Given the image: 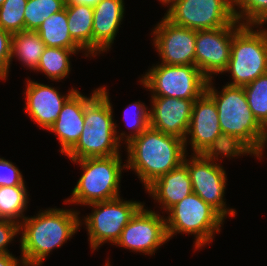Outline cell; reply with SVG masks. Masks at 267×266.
<instances>
[{
    "label": "cell",
    "mask_w": 267,
    "mask_h": 266,
    "mask_svg": "<svg viewBox=\"0 0 267 266\" xmlns=\"http://www.w3.org/2000/svg\"><path fill=\"white\" fill-rule=\"evenodd\" d=\"M205 92L214 100L224 139L242 156L262 157L267 131L258 123L248 105L243 87L223 86L218 92L208 80Z\"/></svg>",
    "instance_id": "cell-1"
},
{
    "label": "cell",
    "mask_w": 267,
    "mask_h": 266,
    "mask_svg": "<svg viewBox=\"0 0 267 266\" xmlns=\"http://www.w3.org/2000/svg\"><path fill=\"white\" fill-rule=\"evenodd\" d=\"M79 211L48 208L20 222L21 260L25 266H41L49 253L80 230Z\"/></svg>",
    "instance_id": "cell-2"
},
{
    "label": "cell",
    "mask_w": 267,
    "mask_h": 266,
    "mask_svg": "<svg viewBox=\"0 0 267 266\" xmlns=\"http://www.w3.org/2000/svg\"><path fill=\"white\" fill-rule=\"evenodd\" d=\"M126 146L127 169L136 172L145 189L162 175L180 166L187 156L184 140L151 127Z\"/></svg>",
    "instance_id": "cell-3"
},
{
    "label": "cell",
    "mask_w": 267,
    "mask_h": 266,
    "mask_svg": "<svg viewBox=\"0 0 267 266\" xmlns=\"http://www.w3.org/2000/svg\"><path fill=\"white\" fill-rule=\"evenodd\" d=\"M85 105L84 128L76 145L66 154L70 160L111 157L120 154L117 124L106 87Z\"/></svg>",
    "instance_id": "cell-4"
},
{
    "label": "cell",
    "mask_w": 267,
    "mask_h": 266,
    "mask_svg": "<svg viewBox=\"0 0 267 266\" xmlns=\"http://www.w3.org/2000/svg\"><path fill=\"white\" fill-rule=\"evenodd\" d=\"M79 163L82 175L72 190V196L64 202L88 205L94 202L108 201L120 197L122 170L121 155L71 160Z\"/></svg>",
    "instance_id": "cell-5"
},
{
    "label": "cell",
    "mask_w": 267,
    "mask_h": 266,
    "mask_svg": "<svg viewBox=\"0 0 267 266\" xmlns=\"http://www.w3.org/2000/svg\"><path fill=\"white\" fill-rule=\"evenodd\" d=\"M166 228L168 238L176 233L195 236V250L212 243L215 232L221 231L225 219L215 208L197 194L191 193L168 211Z\"/></svg>",
    "instance_id": "cell-6"
},
{
    "label": "cell",
    "mask_w": 267,
    "mask_h": 266,
    "mask_svg": "<svg viewBox=\"0 0 267 266\" xmlns=\"http://www.w3.org/2000/svg\"><path fill=\"white\" fill-rule=\"evenodd\" d=\"M243 25L232 38L231 57L226 72L232 75L227 85L243 87L267 73V30Z\"/></svg>",
    "instance_id": "cell-7"
},
{
    "label": "cell",
    "mask_w": 267,
    "mask_h": 266,
    "mask_svg": "<svg viewBox=\"0 0 267 266\" xmlns=\"http://www.w3.org/2000/svg\"><path fill=\"white\" fill-rule=\"evenodd\" d=\"M190 138L193 154L220 155L237 158L241 156L223 137L218 110L214 100L204 92L194 101L185 148ZM224 155V156H223Z\"/></svg>",
    "instance_id": "cell-8"
},
{
    "label": "cell",
    "mask_w": 267,
    "mask_h": 266,
    "mask_svg": "<svg viewBox=\"0 0 267 266\" xmlns=\"http://www.w3.org/2000/svg\"><path fill=\"white\" fill-rule=\"evenodd\" d=\"M140 82L151 96L197 99L206 89L208 79L196 65L152 66Z\"/></svg>",
    "instance_id": "cell-9"
},
{
    "label": "cell",
    "mask_w": 267,
    "mask_h": 266,
    "mask_svg": "<svg viewBox=\"0 0 267 266\" xmlns=\"http://www.w3.org/2000/svg\"><path fill=\"white\" fill-rule=\"evenodd\" d=\"M144 204L137 201H123L120 197L88 204L93 211L83 221L88 231L91 249L97 250L107 241L113 245L120 238L122 230Z\"/></svg>",
    "instance_id": "cell-10"
},
{
    "label": "cell",
    "mask_w": 267,
    "mask_h": 266,
    "mask_svg": "<svg viewBox=\"0 0 267 266\" xmlns=\"http://www.w3.org/2000/svg\"><path fill=\"white\" fill-rule=\"evenodd\" d=\"M173 24L195 31L232 25L234 0H176L164 15Z\"/></svg>",
    "instance_id": "cell-11"
},
{
    "label": "cell",
    "mask_w": 267,
    "mask_h": 266,
    "mask_svg": "<svg viewBox=\"0 0 267 266\" xmlns=\"http://www.w3.org/2000/svg\"><path fill=\"white\" fill-rule=\"evenodd\" d=\"M219 155L193 154L184 158L191 178L193 193L215 208L224 218L234 217L236 210L226 208L224 193L226 190V171L218 161Z\"/></svg>",
    "instance_id": "cell-12"
},
{
    "label": "cell",
    "mask_w": 267,
    "mask_h": 266,
    "mask_svg": "<svg viewBox=\"0 0 267 266\" xmlns=\"http://www.w3.org/2000/svg\"><path fill=\"white\" fill-rule=\"evenodd\" d=\"M243 25L236 21L221 28L196 31L195 65L208 79L212 74H222L231 57L233 35Z\"/></svg>",
    "instance_id": "cell-13"
},
{
    "label": "cell",
    "mask_w": 267,
    "mask_h": 266,
    "mask_svg": "<svg viewBox=\"0 0 267 266\" xmlns=\"http://www.w3.org/2000/svg\"><path fill=\"white\" fill-rule=\"evenodd\" d=\"M167 241L169 238L165 217L145 209L143 205L122 230L115 245L153 255Z\"/></svg>",
    "instance_id": "cell-14"
},
{
    "label": "cell",
    "mask_w": 267,
    "mask_h": 266,
    "mask_svg": "<svg viewBox=\"0 0 267 266\" xmlns=\"http://www.w3.org/2000/svg\"><path fill=\"white\" fill-rule=\"evenodd\" d=\"M153 30L161 64L195 65V30L175 25L165 16Z\"/></svg>",
    "instance_id": "cell-15"
},
{
    "label": "cell",
    "mask_w": 267,
    "mask_h": 266,
    "mask_svg": "<svg viewBox=\"0 0 267 266\" xmlns=\"http://www.w3.org/2000/svg\"><path fill=\"white\" fill-rule=\"evenodd\" d=\"M151 97L150 127L185 140L196 99Z\"/></svg>",
    "instance_id": "cell-16"
},
{
    "label": "cell",
    "mask_w": 267,
    "mask_h": 266,
    "mask_svg": "<svg viewBox=\"0 0 267 266\" xmlns=\"http://www.w3.org/2000/svg\"><path fill=\"white\" fill-rule=\"evenodd\" d=\"M26 84L24 92L26 113L40 128L49 131L57 120L63 104L77 89L72 88L67 95H61L56 88L37 81L27 79Z\"/></svg>",
    "instance_id": "cell-17"
},
{
    "label": "cell",
    "mask_w": 267,
    "mask_h": 266,
    "mask_svg": "<svg viewBox=\"0 0 267 266\" xmlns=\"http://www.w3.org/2000/svg\"><path fill=\"white\" fill-rule=\"evenodd\" d=\"M93 91L90 97L76 90L63 104L57 120L49 128L61 144L60 152L66 155L78 142L84 128L85 105L99 92Z\"/></svg>",
    "instance_id": "cell-18"
},
{
    "label": "cell",
    "mask_w": 267,
    "mask_h": 266,
    "mask_svg": "<svg viewBox=\"0 0 267 266\" xmlns=\"http://www.w3.org/2000/svg\"><path fill=\"white\" fill-rule=\"evenodd\" d=\"M124 0H101L93 7V57L114 43L124 17Z\"/></svg>",
    "instance_id": "cell-19"
},
{
    "label": "cell",
    "mask_w": 267,
    "mask_h": 266,
    "mask_svg": "<svg viewBox=\"0 0 267 266\" xmlns=\"http://www.w3.org/2000/svg\"><path fill=\"white\" fill-rule=\"evenodd\" d=\"M146 191L168 211L176 203L193 193L191 178L187 166L182 163L150 184Z\"/></svg>",
    "instance_id": "cell-20"
},
{
    "label": "cell",
    "mask_w": 267,
    "mask_h": 266,
    "mask_svg": "<svg viewBox=\"0 0 267 266\" xmlns=\"http://www.w3.org/2000/svg\"><path fill=\"white\" fill-rule=\"evenodd\" d=\"M64 8L70 36L86 51V57L93 56V7L80 4L65 5Z\"/></svg>",
    "instance_id": "cell-21"
},
{
    "label": "cell",
    "mask_w": 267,
    "mask_h": 266,
    "mask_svg": "<svg viewBox=\"0 0 267 266\" xmlns=\"http://www.w3.org/2000/svg\"><path fill=\"white\" fill-rule=\"evenodd\" d=\"M66 9L53 13L36 31L47 47L82 49L70 36Z\"/></svg>",
    "instance_id": "cell-22"
},
{
    "label": "cell",
    "mask_w": 267,
    "mask_h": 266,
    "mask_svg": "<svg viewBox=\"0 0 267 266\" xmlns=\"http://www.w3.org/2000/svg\"><path fill=\"white\" fill-rule=\"evenodd\" d=\"M45 48L36 31L17 32L12 36L11 61L17 57L26 67L35 71Z\"/></svg>",
    "instance_id": "cell-23"
},
{
    "label": "cell",
    "mask_w": 267,
    "mask_h": 266,
    "mask_svg": "<svg viewBox=\"0 0 267 266\" xmlns=\"http://www.w3.org/2000/svg\"><path fill=\"white\" fill-rule=\"evenodd\" d=\"M83 49H66L47 47L41 55L35 71L44 73L52 81H58L68 77L70 71V55Z\"/></svg>",
    "instance_id": "cell-24"
},
{
    "label": "cell",
    "mask_w": 267,
    "mask_h": 266,
    "mask_svg": "<svg viewBox=\"0 0 267 266\" xmlns=\"http://www.w3.org/2000/svg\"><path fill=\"white\" fill-rule=\"evenodd\" d=\"M27 193L25 185L0 186V219L20 224L26 218L23 214L29 199Z\"/></svg>",
    "instance_id": "cell-25"
},
{
    "label": "cell",
    "mask_w": 267,
    "mask_h": 266,
    "mask_svg": "<svg viewBox=\"0 0 267 266\" xmlns=\"http://www.w3.org/2000/svg\"><path fill=\"white\" fill-rule=\"evenodd\" d=\"M65 0H27L24 10L25 31H37L53 13L65 7Z\"/></svg>",
    "instance_id": "cell-26"
},
{
    "label": "cell",
    "mask_w": 267,
    "mask_h": 266,
    "mask_svg": "<svg viewBox=\"0 0 267 266\" xmlns=\"http://www.w3.org/2000/svg\"><path fill=\"white\" fill-rule=\"evenodd\" d=\"M243 89L253 116L267 131V73L243 86Z\"/></svg>",
    "instance_id": "cell-27"
},
{
    "label": "cell",
    "mask_w": 267,
    "mask_h": 266,
    "mask_svg": "<svg viewBox=\"0 0 267 266\" xmlns=\"http://www.w3.org/2000/svg\"><path fill=\"white\" fill-rule=\"evenodd\" d=\"M234 17L242 25L263 26L267 23V0H234Z\"/></svg>",
    "instance_id": "cell-28"
},
{
    "label": "cell",
    "mask_w": 267,
    "mask_h": 266,
    "mask_svg": "<svg viewBox=\"0 0 267 266\" xmlns=\"http://www.w3.org/2000/svg\"><path fill=\"white\" fill-rule=\"evenodd\" d=\"M123 118L126 120L125 123L128 127H130L131 134H126L125 132H122L120 135L116 134L117 140L120 143L125 139V144H127L133 138L139 136L143 131L150 127V109L148 110L146 105L140 101L129 105L124 111Z\"/></svg>",
    "instance_id": "cell-29"
},
{
    "label": "cell",
    "mask_w": 267,
    "mask_h": 266,
    "mask_svg": "<svg viewBox=\"0 0 267 266\" xmlns=\"http://www.w3.org/2000/svg\"><path fill=\"white\" fill-rule=\"evenodd\" d=\"M27 0H5L0 6V27L12 34L25 31L24 10Z\"/></svg>",
    "instance_id": "cell-30"
},
{
    "label": "cell",
    "mask_w": 267,
    "mask_h": 266,
    "mask_svg": "<svg viewBox=\"0 0 267 266\" xmlns=\"http://www.w3.org/2000/svg\"><path fill=\"white\" fill-rule=\"evenodd\" d=\"M13 34L0 27V79L6 80L11 64Z\"/></svg>",
    "instance_id": "cell-31"
},
{
    "label": "cell",
    "mask_w": 267,
    "mask_h": 266,
    "mask_svg": "<svg viewBox=\"0 0 267 266\" xmlns=\"http://www.w3.org/2000/svg\"><path fill=\"white\" fill-rule=\"evenodd\" d=\"M25 185L23 176L12 162L0 158V186Z\"/></svg>",
    "instance_id": "cell-32"
},
{
    "label": "cell",
    "mask_w": 267,
    "mask_h": 266,
    "mask_svg": "<svg viewBox=\"0 0 267 266\" xmlns=\"http://www.w3.org/2000/svg\"><path fill=\"white\" fill-rule=\"evenodd\" d=\"M20 224L12 220L0 219V255L9 253L7 244L13 241V238L19 234Z\"/></svg>",
    "instance_id": "cell-33"
},
{
    "label": "cell",
    "mask_w": 267,
    "mask_h": 266,
    "mask_svg": "<svg viewBox=\"0 0 267 266\" xmlns=\"http://www.w3.org/2000/svg\"><path fill=\"white\" fill-rule=\"evenodd\" d=\"M13 256L12 253L0 255V266H25L23 261Z\"/></svg>",
    "instance_id": "cell-34"
},
{
    "label": "cell",
    "mask_w": 267,
    "mask_h": 266,
    "mask_svg": "<svg viewBox=\"0 0 267 266\" xmlns=\"http://www.w3.org/2000/svg\"><path fill=\"white\" fill-rule=\"evenodd\" d=\"M101 0H65V5H87L95 7Z\"/></svg>",
    "instance_id": "cell-35"
},
{
    "label": "cell",
    "mask_w": 267,
    "mask_h": 266,
    "mask_svg": "<svg viewBox=\"0 0 267 266\" xmlns=\"http://www.w3.org/2000/svg\"><path fill=\"white\" fill-rule=\"evenodd\" d=\"M159 1L162 2L163 5L164 4H166V6L169 5L167 7L170 8L175 3L176 0H159Z\"/></svg>",
    "instance_id": "cell-36"
},
{
    "label": "cell",
    "mask_w": 267,
    "mask_h": 266,
    "mask_svg": "<svg viewBox=\"0 0 267 266\" xmlns=\"http://www.w3.org/2000/svg\"><path fill=\"white\" fill-rule=\"evenodd\" d=\"M5 0H0V6L4 3Z\"/></svg>",
    "instance_id": "cell-37"
},
{
    "label": "cell",
    "mask_w": 267,
    "mask_h": 266,
    "mask_svg": "<svg viewBox=\"0 0 267 266\" xmlns=\"http://www.w3.org/2000/svg\"><path fill=\"white\" fill-rule=\"evenodd\" d=\"M106 263H107V264H106L105 266H110V263H109V261H107Z\"/></svg>",
    "instance_id": "cell-38"
}]
</instances>
